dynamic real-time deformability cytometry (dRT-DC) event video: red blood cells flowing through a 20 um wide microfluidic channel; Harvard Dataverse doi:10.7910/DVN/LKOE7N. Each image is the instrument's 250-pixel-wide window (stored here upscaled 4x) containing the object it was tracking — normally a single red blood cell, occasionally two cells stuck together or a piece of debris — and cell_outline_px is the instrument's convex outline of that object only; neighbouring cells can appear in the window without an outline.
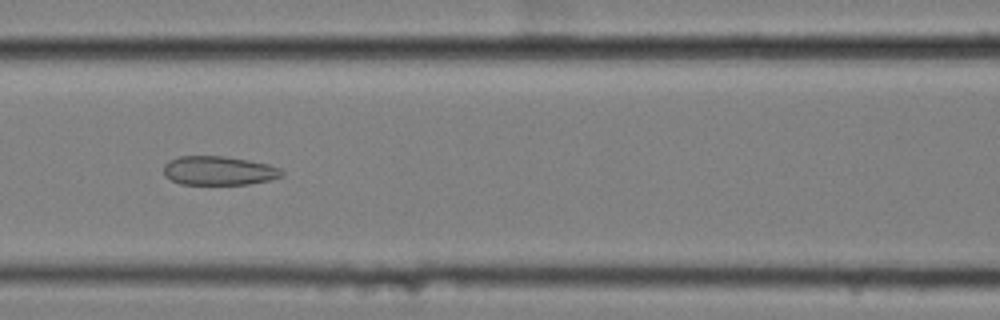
{"species": "common noctule bat (a hibernating species)", "species_latin": "Nyctalus noctula", "temperature_condition": "cold", "stored_images_in_passage": 57, "camera_frame_rate_fps": 3000, "um_per_image_px": 0.085, "animal": {"sex": "female", "body_mass_g": 25.1}, "frame": {"image": 1, "passage_image": 24, "time_ms": 7.667, "image_size_px": [1000, 320], "cell_outline_px": [[284, 176], [268, 180], [248, 184], [180, 184], [164, 176], [164, 164], [168, 160], [180, 156], [224, 156], [248, 160], [268, 164], [280, 168], [284, 172]], "centroid_in_image_um": [18.59, 14.5], "position_along_channel_um": 148.0, "area_um2": 20.0}}
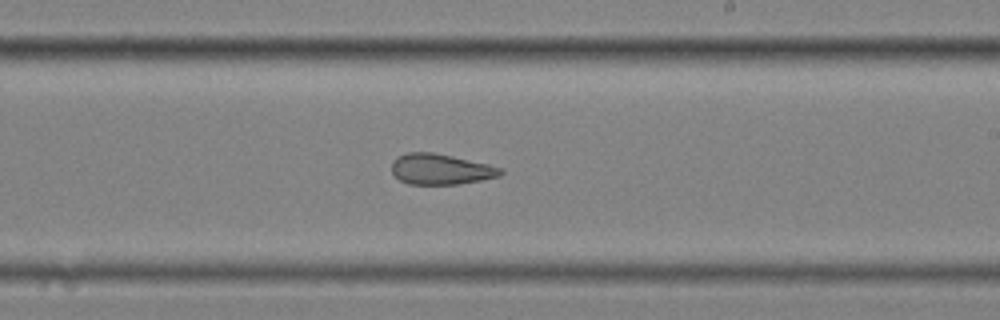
{"frame": {"image": 2, "passage_image": 33, "time_ms": 10.667, "image_size_px": [1000, 320], "cell_outline_px": [[504, 172], [500, 176], [480, 180], [456, 184], [408, 184], [400, 180], [392, 172], [392, 160], [396, 156], [408, 152], [432, 152], [452, 156], [488, 164], [504, 168]], "centroid_in_image_um": [37.45, 14.37], "position_along_channel_um": 251.5, "area_um2": 19.48}}
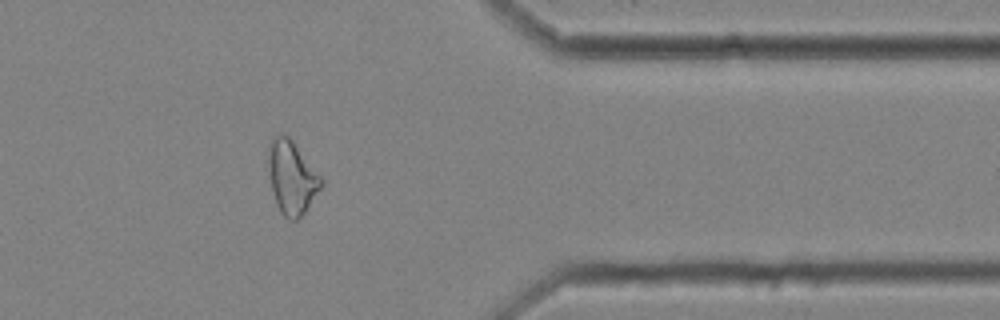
{"frame": {"image": 3, "passage_image": 46, "time_ms": 15.0, "image_size_px": [1000, 320], "cell_outline_px": [[324, 184], [304, 212], [296, 220], [288, 220], [280, 212], [276, 204], [272, 188], [268, 164], [268, 144], [276, 136], [288, 136], [292, 140], [320, 176]], "centroid_in_image_um": [24.79, 15.11], "position_along_channel_um": 386.6, "area_um2": 22.02}, "authors_computed_cell_mechanics": {"area_um2": 23.4668, "velocity_mm_per_s": 3.4585, "shape_relaxation_time_tau1_ms": null, "shape_relaxation_time_tau2_ms": 3.2518, "deformation_change_tau1": null, "deformation_change_tau2": 0.1115}}